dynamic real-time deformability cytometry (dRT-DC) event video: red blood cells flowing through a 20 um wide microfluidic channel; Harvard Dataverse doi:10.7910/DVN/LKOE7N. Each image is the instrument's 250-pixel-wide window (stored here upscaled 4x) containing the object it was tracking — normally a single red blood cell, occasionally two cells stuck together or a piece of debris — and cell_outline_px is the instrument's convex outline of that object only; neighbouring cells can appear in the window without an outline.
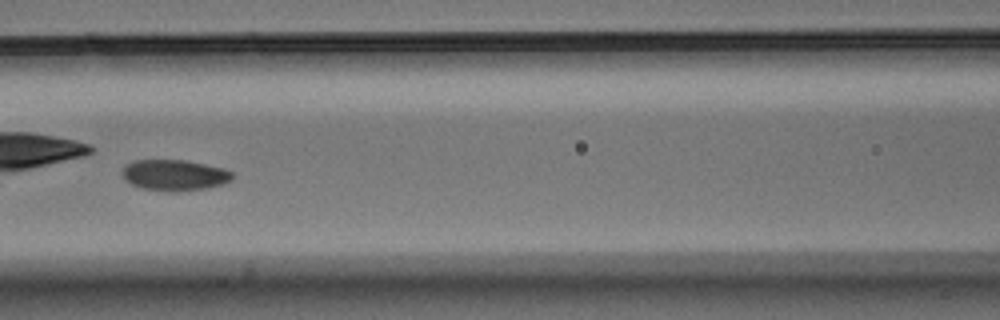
{"species": "Egyptian fruit bat (a non-hibernating species)", "species_latin": "Rousettus aegyptiacus", "temperature_condition": "warm", "stored_images_in_passage": 42, "camera_frame_rate_fps": 3000, "um_per_image_px": 0.085, "animal": {"sex": "male"}, "frame": {"image": 1, "passage_image": 12, "time_ms": 3.667, "image_size_px": [1000, 320], "cell_outline_px": [[232, 180], [224, 184], [204, 188], [176, 192], [168, 192], [144, 188], [132, 184], [124, 176], [124, 164], [132, 160], [184, 160], [224, 168], [232, 172]], "centroid_in_image_um": [14.86, 14.88], "position_along_channel_um": 151.7, "area_um2": 19.71}}
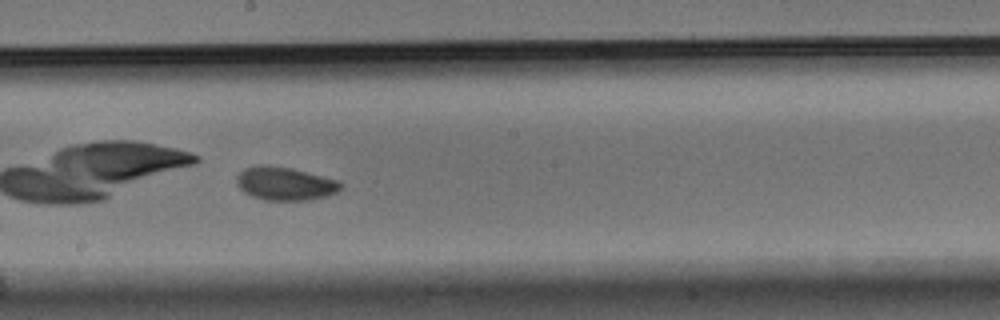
{"frame": {"image": 2, "passage_image": 18, "time_ms": 5.667, "image_size_px": [1000, 320], "cell_outline_px": [[344, 184], [336, 192], [324, 196], [308, 200], [264, 200], [252, 196], [244, 192], [236, 184], [236, 176], [244, 168], [260, 164], [268, 164], [292, 168], [340, 180]], "centroid_in_image_um": [24.21, 15.59], "position_along_channel_um": 224.0, "area_um2": 20.4}, "authors_computed_cell_mechanics": {"area_um2": 19.4497, "velocity_mm_per_s": 3.6156, "shape_relaxation_time_tau1_ms": 2.4353, "shape_relaxation_time_tau2_ms": 4.3563, "deformation_change_tau1": 0.0829, "deformation_change_tau2": 0.0702}}